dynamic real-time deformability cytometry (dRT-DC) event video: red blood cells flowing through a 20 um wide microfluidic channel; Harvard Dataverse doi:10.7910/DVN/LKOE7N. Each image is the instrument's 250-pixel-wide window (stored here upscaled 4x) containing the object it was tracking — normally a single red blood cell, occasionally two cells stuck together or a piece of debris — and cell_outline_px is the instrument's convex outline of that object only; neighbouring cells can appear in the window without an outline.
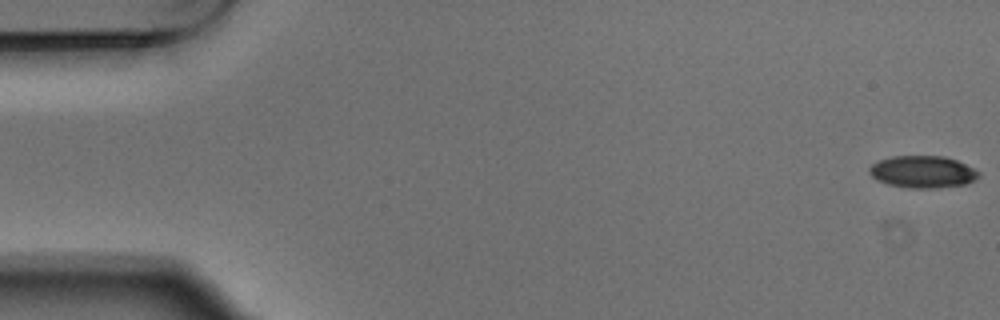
{"species": "Egyptian fruit bat (a non-hibernating species)", "species_latin": "Rousettus aegyptiacus", "temperature_condition": "warm", "stored_images_in_passage": 3, "camera_frame_rate_fps": 3000, "um_per_image_px": 0.085, "animal": {"sex": "male"}, "frame": {"image": 1, "passage_image": 1, "time_ms": 0.0, "image_size_px": [1000, 320], "cell_outline_px": [[980, 176], [976, 180], [964, 184], [936, 188], [912, 188], [888, 184], [876, 180], [868, 172], [868, 168], [872, 164], [880, 160], [892, 156], [944, 156], [956, 160], [980, 172]], "centroid_in_image_um": [78.42, 14.6], "position_along_channel_um": 6.6, "area_um2": 20.4}}